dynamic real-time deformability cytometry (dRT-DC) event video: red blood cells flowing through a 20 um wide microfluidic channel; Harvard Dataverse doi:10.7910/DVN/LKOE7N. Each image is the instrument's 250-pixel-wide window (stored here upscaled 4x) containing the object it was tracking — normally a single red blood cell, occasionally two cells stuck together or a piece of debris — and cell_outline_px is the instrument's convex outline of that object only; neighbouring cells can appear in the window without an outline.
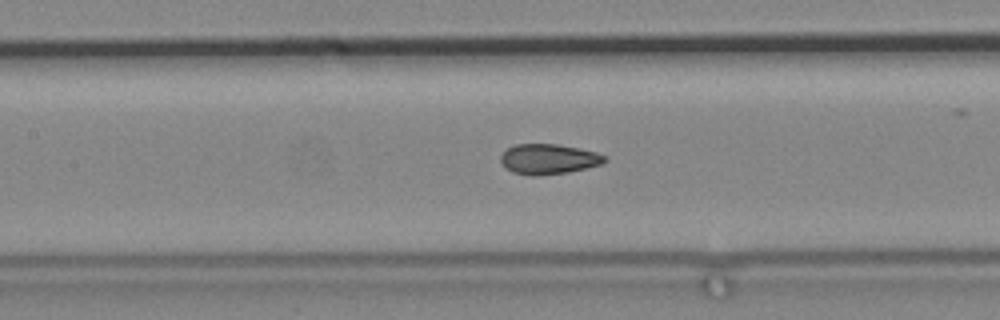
{"species": "common noctule bat (a hibernating species)", "species_latin": "Nyctalus noctula", "temperature_condition": "cold", "stored_images_in_passage": 84, "camera_frame_rate_fps": 3000, "um_per_image_px": 0.085, "animal": {"sex": "male", "body_mass_g": 19.2, "forearm_length_mm": 51.8}, "frame": {"image": 1, "passage_image": 47, "time_ms": 15.333, "image_size_px": [1000, 320], "cell_outline_px": [[608, 160], [600, 164], [568, 172], [540, 176], [528, 176], [512, 172], [504, 168], [500, 160], [500, 156], [508, 148], [516, 144], [556, 144], [580, 148], [596, 152], [604, 156]], "centroid_in_image_um": [46.58, 13.53], "position_along_channel_um": 160.8, "area_um2": 18.38}}
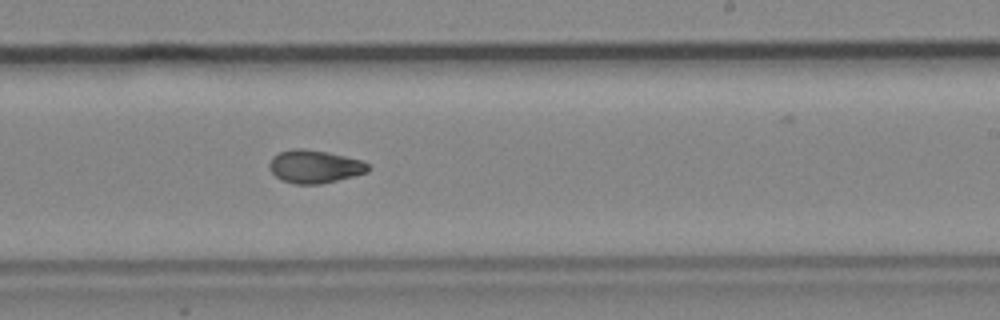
{"frame": {"image": 2, "passage_image": 57, "time_ms": 18.667, "image_size_px": [1000, 320], "cell_outline_px": [[368, 172], [320, 184], [296, 184], [280, 180], [268, 168], [268, 164], [272, 156], [280, 152], [292, 148], [300, 148], [328, 152], [360, 160], [368, 164]], "centroid_in_image_um": [26.68, 14.15], "position_along_channel_um": 262.3, "area_um2": 18.9}}
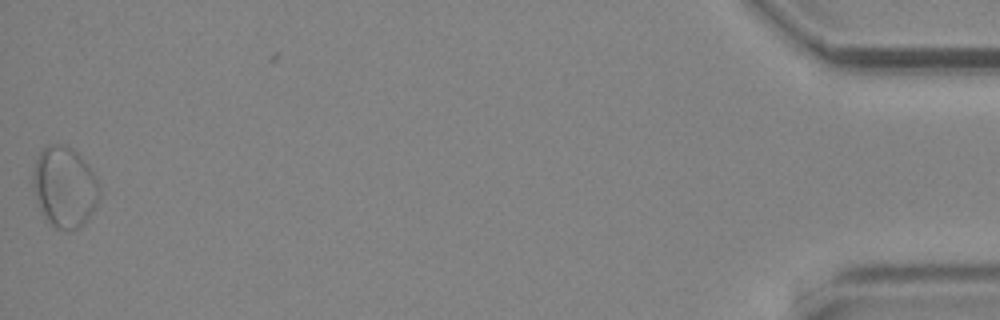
{"frame": {"image": 3, "passage_image": 83, "time_ms": 27.333, "image_size_px": [1000, 320], "cell_outline_px": [[100, 200], [84, 224], [80, 228], [56, 228], [44, 220], [32, 188], [32, 176], [36, 160], [40, 152], [48, 144], [64, 144], [76, 152], [88, 164], [96, 176], [100, 184]], "centroid_in_image_um": [5.49, 15.89], "position_along_channel_um": 429.7, "area_um2": 31.56}}